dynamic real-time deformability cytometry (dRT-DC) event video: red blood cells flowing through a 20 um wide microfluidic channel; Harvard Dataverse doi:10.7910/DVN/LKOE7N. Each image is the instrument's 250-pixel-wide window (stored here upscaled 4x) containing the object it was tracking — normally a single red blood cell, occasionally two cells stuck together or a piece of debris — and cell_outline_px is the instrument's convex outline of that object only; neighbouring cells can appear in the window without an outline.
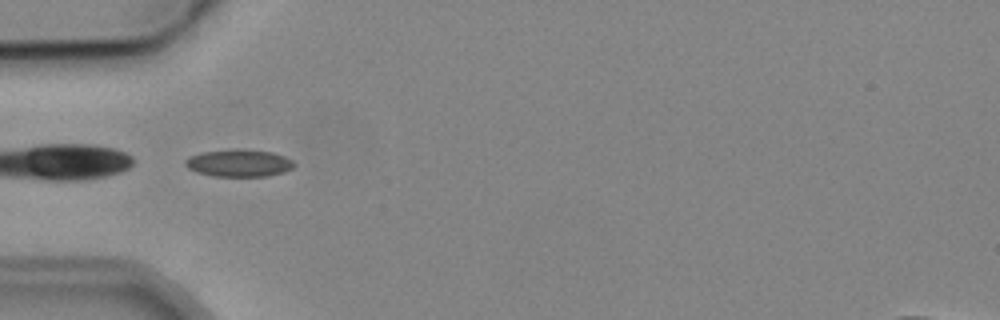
{"species": "common noctule bat (a hibernating species)", "species_latin": "Nyctalus noctula", "temperature_condition": "cold", "stored_images_in_passage": 7, "camera_frame_rate_fps": 3000, "um_per_image_px": 0.085, "animal": {"sex": "male", "body_mass_g": 19.2, "forearm_length_mm": 51.8}, "frame": {"image": 1, "passage_image": 5, "time_ms": 5.0, "image_size_px": [1000, 320], "cell_outline_px": [[296, 164], [292, 168], [284, 172], [268, 176], [216, 176], [196, 172], [188, 168], [184, 164], [184, 160], [200, 152], [232, 148], [244, 148], [272, 152], [284, 156], [292, 160]], "centroid_in_image_um": [20.31, 13.84], "position_along_channel_um": 64.7, "area_um2": 17.57}}